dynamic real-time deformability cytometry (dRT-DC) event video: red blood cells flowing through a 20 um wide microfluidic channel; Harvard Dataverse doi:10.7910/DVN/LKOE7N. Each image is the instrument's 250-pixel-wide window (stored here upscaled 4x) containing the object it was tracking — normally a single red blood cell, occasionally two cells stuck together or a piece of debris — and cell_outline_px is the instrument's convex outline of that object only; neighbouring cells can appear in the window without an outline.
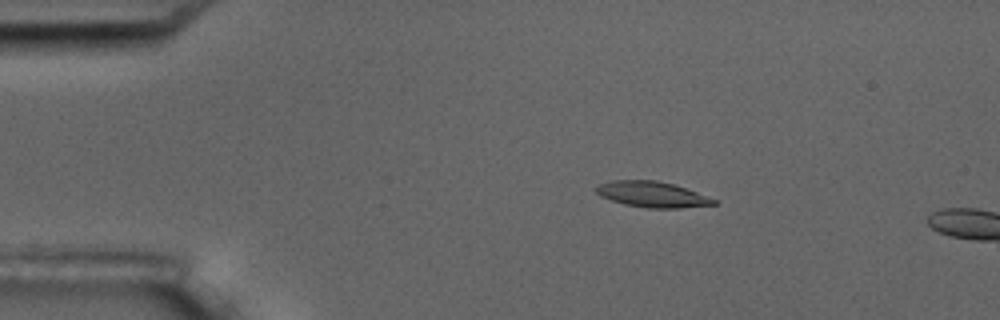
{"species": "common noctule bat (a hibernating species)", "species_latin": "Nyctalus noctula", "temperature_condition": "room temperature", "stored_images_in_passage": 4, "camera_frame_rate_fps": 3000, "um_per_image_px": 0.085, "animal": {"sex": "male", "body_mass_g": 17.5, "forearm_length_mm": 52.3}, "frame": {"image": 1, "passage_image": 3, "time_ms": 2.333, "image_size_px": [1000, 320], "cell_outline_px": [[716, 204], [680, 208], [648, 208], [624, 204], [600, 196], [596, 192], [596, 188], [600, 184], [612, 180], [656, 180], [672, 184], [696, 192], [716, 200]], "centroid_in_image_um": [55.41, 16.52], "position_along_channel_um": 29.6, "area_um2": 17.34}}